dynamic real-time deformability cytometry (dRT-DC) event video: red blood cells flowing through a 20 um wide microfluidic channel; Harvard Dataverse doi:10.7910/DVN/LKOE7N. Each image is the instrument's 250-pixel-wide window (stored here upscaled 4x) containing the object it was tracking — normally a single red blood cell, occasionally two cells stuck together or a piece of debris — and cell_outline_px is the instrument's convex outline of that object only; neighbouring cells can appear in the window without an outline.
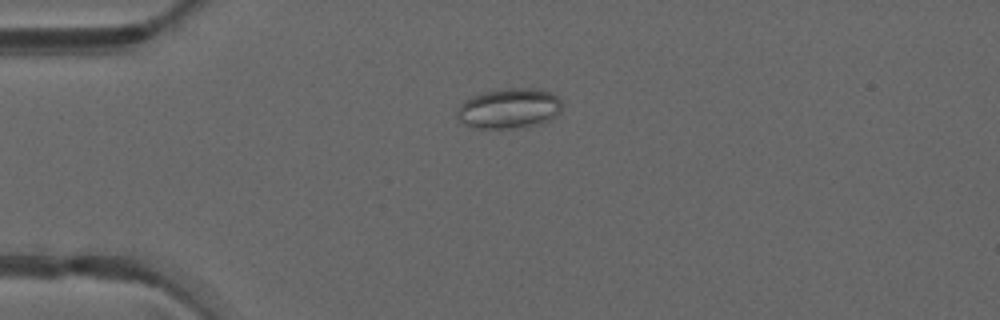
{"species": "common noctule bat (a hibernating species)", "species_latin": "Nyctalus noctula", "temperature_condition": "warm", "stored_images_in_passage": 49, "camera_frame_rate_fps": 3000, "um_per_image_px": 0.085, "animal": {"sex": "male", "forearm_length_mm": 52.5}, "frame": {"image": 1, "passage_image": 13, "time_ms": 4.0, "image_size_px": [1000, 320], "cell_outline_px": [[560, 112], [556, 116], [540, 124], [524, 128], [472, 128], [456, 120], [456, 112], [460, 104], [464, 100], [472, 96], [484, 92], [504, 88], [540, 88], [552, 92], [560, 100]], "centroid_in_image_um": [43.25, 9.22], "position_along_channel_um": 41.8, "area_um2": 25.03}}
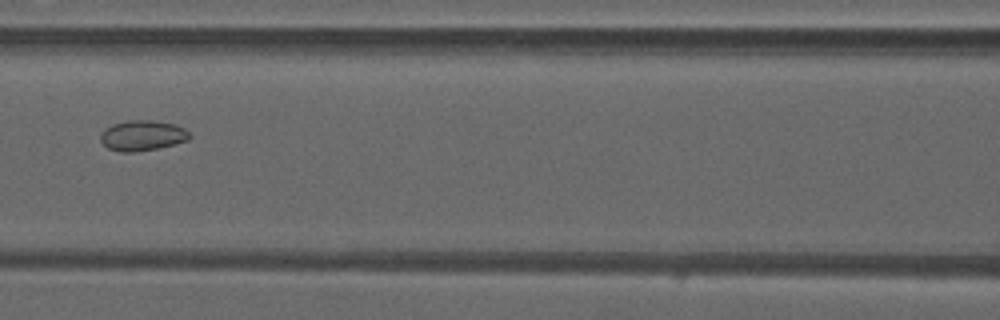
{"frame": {"image": 2, "passage_image": 23, "time_ms": 7.333, "image_size_px": [1000, 320], "cell_outline_px": [[192, 136], [188, 140], [156, 148], [132, 152], [120, 152], [108, 148], [100, 140], [100, 132], [104, 128], [112, 124], [128, 120], [152, 120], [176, 124], [184, 128]], "centroid_in_image_um": [12.07, 11.5], "position_along_channel_um": 154.5, "area_um2": 15.78}}
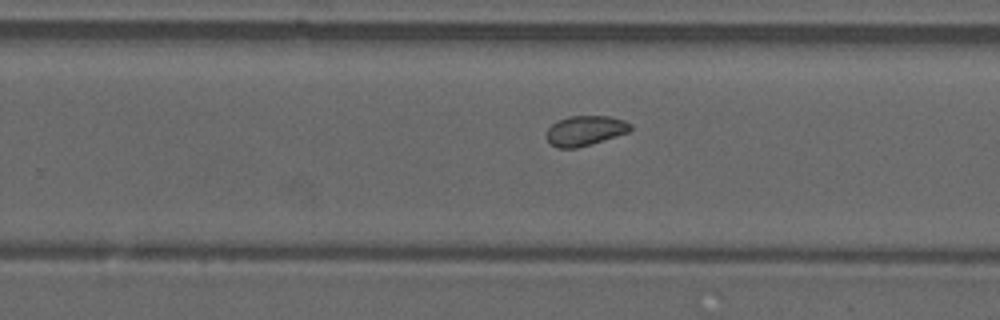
{"frame": {"image": 3, "passage_image": 32, "time_ms": 10.333, "image_size_px": [1000, 320], "cell_outline_px": [[632, 128], [628, 132], [592, 144], [576, 148], [556, 148], [544, 136], [548, 128], [552, 124], [568, 116], [608, 116], [624, 120], [632, 124]], "centroid_in_image_um": [49.73, 11.11], "position_along_channel_um": 280.1, "area_um2": 14.68}}